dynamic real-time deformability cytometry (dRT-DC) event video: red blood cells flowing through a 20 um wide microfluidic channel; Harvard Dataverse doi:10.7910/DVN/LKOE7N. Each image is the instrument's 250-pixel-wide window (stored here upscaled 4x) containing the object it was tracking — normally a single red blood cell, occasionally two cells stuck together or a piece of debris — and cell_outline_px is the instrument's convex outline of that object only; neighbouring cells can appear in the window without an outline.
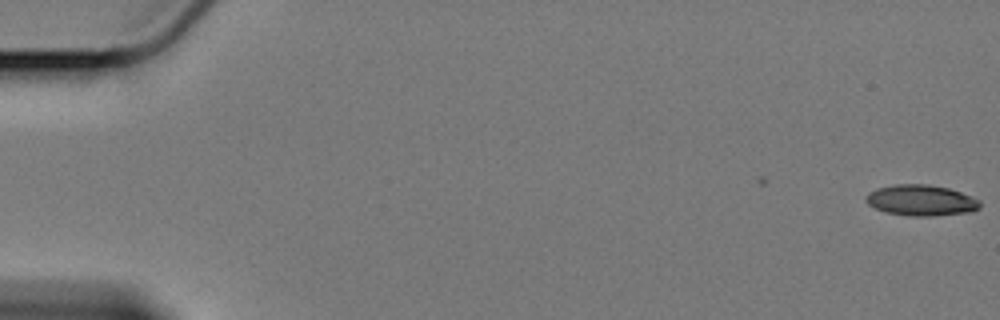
{"species": "Egyptian fruit bat (a non-hibernating species)", "species_latin": "Rousettus aegyptiacus", "temperature_condition": "cold", "stored_images_in_passage": 4, "camera_frame_rate_fps": 3000, "um_per_image_px": 0.085, "animal": {"sex": "female"}, "frame": {"image": 1, "passage_image": 4, "time_ms": 1.0, "image_size_px": [1000, 320], "cell_outline_px": [[980, 208], [972, 212], [932, 216], [912, 216], [888, 212], [876, 208], [868, 204], [864, 200], [868, 192], [876, 188], [896, 184], [928, 184], [948, 188], [972, 196], [980, 200]], "centroid_in_image_um": [78.31, 17.02], "position_along_channel_um": 6.7, "area_um2": 20.58}}